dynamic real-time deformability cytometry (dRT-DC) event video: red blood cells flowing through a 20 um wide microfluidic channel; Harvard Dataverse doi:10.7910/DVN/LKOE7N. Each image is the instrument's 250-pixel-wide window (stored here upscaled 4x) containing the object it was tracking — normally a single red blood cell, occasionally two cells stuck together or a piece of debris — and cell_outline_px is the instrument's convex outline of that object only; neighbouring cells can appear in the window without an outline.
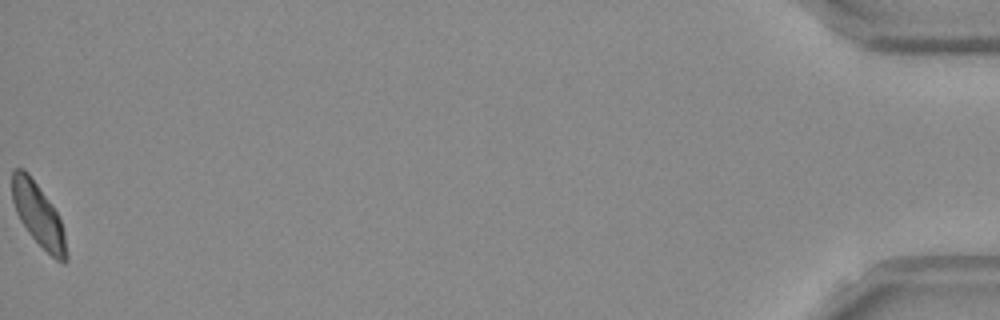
{"species": "Egyptian fruit bat (a non-hibernating species)", "species_latin": "Rousettus aegyptiacus", "temperature_condition": "room temperature", "stored_images_in_passage": 40, "camera_frame_rate_fps": 3000, "um_per_image_px": 0.085, "frame": {"image": 1, "passage_image": 40, "time_ms": 13.0, "image_size_px": [1000, 320], "cell_outline_px": [[68, 260], [64, 264], [56, 260], [28, 232], [20, 220], [16, 212], [12, 200], [12, 168], [24, 168], [28, 172], [56, 212], [60, 220], [64, 232], [68, 256]], "centroid_in_image_um": [3.25, 18.27], "position_along_channel_um": 432.0, "area_um2": 19.59}, "authors_computed_cell_mechanics": {"area_um2": 20.2011, "velocity_mm_per_s": 3.7642, "shape_relaxation_time_tau1_ms": 8.6329, "shape_relaxation_time_tau2_ms": 4.1687, "deformation_change_tau1": 0.1776, "deformation_change_tau2": 0.0876}}